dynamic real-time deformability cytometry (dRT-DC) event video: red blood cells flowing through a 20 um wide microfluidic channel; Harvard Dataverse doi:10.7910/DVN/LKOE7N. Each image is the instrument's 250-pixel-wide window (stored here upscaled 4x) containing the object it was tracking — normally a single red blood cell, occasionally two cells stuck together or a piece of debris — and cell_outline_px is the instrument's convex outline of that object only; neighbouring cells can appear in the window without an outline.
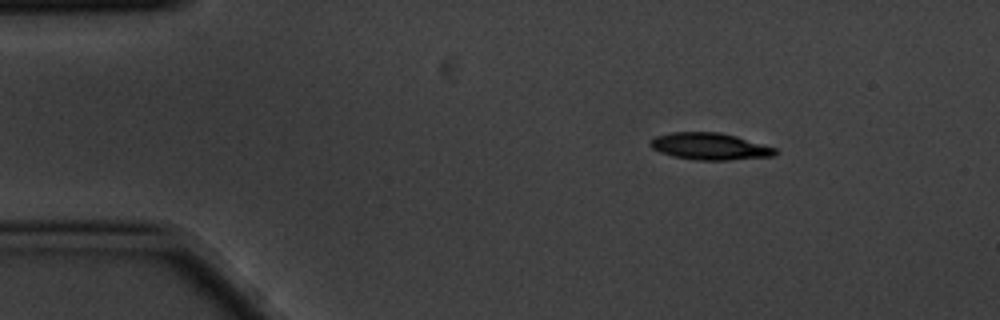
{"species": "common noctule bat (a hibernating species)", "species_latin": "Nyctalus noctula", "temperature_condition": "cold", "stored_images_in_passage": 4, "camera_frame_rate_fps": 3000, "um_per_image_px": 0.085, "animal": {"sex": "male", "body_mass_g": 20.1, "forearm_length_mm": 53.5}, "frame": {"image": 1, "passage_image": 1, "time_ms": 0.0, "image_size_px": [1000, 320], "cell_outline_px": [[780, 152], [772, 156], [728, 160], [696, 160], [672, 156], [660, 152], [652, 148], [648, 144], [648, 140], [656, 136], [672, 132], [720, 132], [736, 136], [776, 148]], "centroid_in_image_um": [60.31, 12.44], "position_along_channel_um": 24.7, "area_um2": 19.65}}
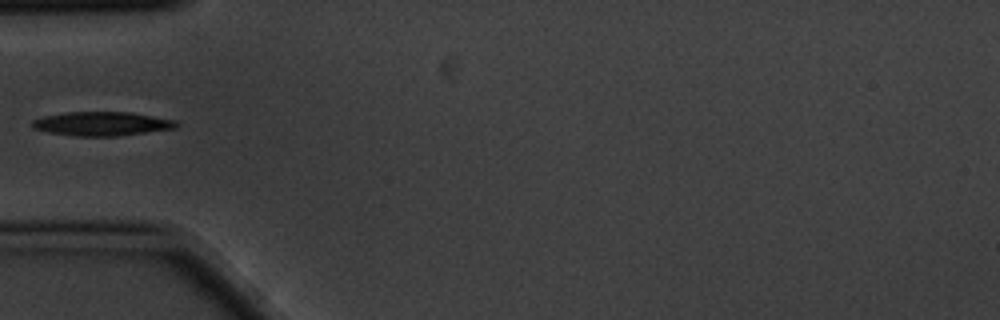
{"frame": {"image": 2, "passage_image": 4, "time_ms": 1.0, "image_size_px": [1000, 320], "cell_outline_px": [[180, 124], [176, 128], [116, 136], [76, 136], [48, 132], [32, 128], [32, 120], [44, 116], [64, 112], [132, 112], [176, 120]], "centroid_in_image_um": [8.67, 10.51], "position_along_channel_um": 76.3, "area_um2": 20.17}}